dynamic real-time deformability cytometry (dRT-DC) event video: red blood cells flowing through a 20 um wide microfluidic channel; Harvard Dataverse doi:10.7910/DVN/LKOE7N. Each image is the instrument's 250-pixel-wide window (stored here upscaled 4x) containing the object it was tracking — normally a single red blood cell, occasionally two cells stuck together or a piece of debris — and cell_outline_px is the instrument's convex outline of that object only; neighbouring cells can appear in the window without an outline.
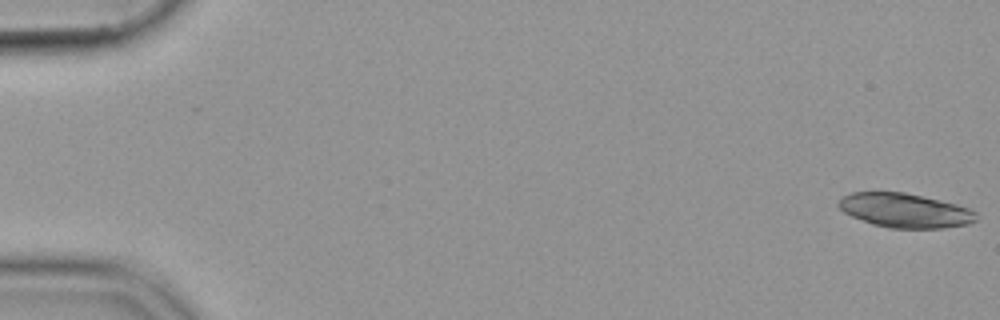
{"species": "common noctule bat (a hibernating species)", "species_latin": "Nyctalus noctula", "temperature_condition": "cold", "stored_images_in_passage": 54, "camera_frame_rate_fps": 3000, "um_per_image_px": 0.085, "animal": {"sex": "female", "body_mass_g": 19.9}, "frame": {"image": 1, "passage_image": 1, "time_ms": 0.0, "image_size_px": [1000, 320], "cell_outline_px": [[976, 220], [968, 224], [944, 228], [888, 228], [872, 224], [852, 216], [844, 212], [836, 204], [844, 196], [852, 192], [904, 192], [956, 204], [968, 208], [976, 212]], "centroid_in_image_um": [76.91, 17.89], "position_along_channel_um": 8.1, "area_um2": 27.28}}
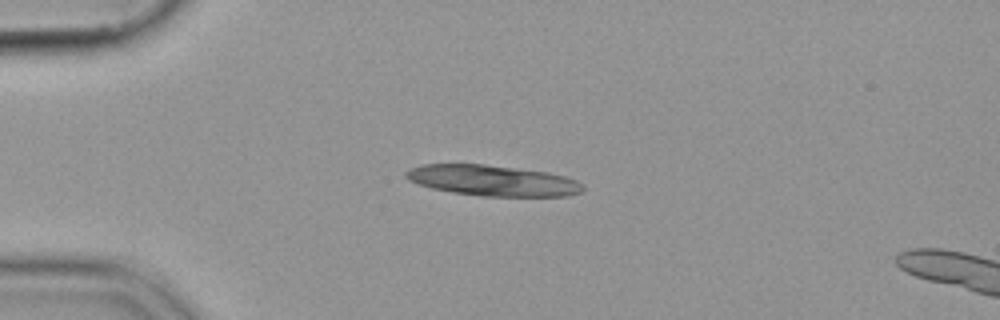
{"frame": {"image": 2, "passage_image": 14, "time_ms": 4.333, "image_size_px": [1000, 320], "cell_outline_px": [[584, 188], [580, 192], [568, 196], [480, 196], [452, 192], [432, 188], [408, 180], [404, 176], [404, 172], [408, 168], [420, 164], [484, 164], [548, 172], [564, 176], [576, 180], [584, 184]], "centroid_in_image_um": [41.85, 15.34], "position_along_channel_um": 43.2, "area_um2": 31.79}}